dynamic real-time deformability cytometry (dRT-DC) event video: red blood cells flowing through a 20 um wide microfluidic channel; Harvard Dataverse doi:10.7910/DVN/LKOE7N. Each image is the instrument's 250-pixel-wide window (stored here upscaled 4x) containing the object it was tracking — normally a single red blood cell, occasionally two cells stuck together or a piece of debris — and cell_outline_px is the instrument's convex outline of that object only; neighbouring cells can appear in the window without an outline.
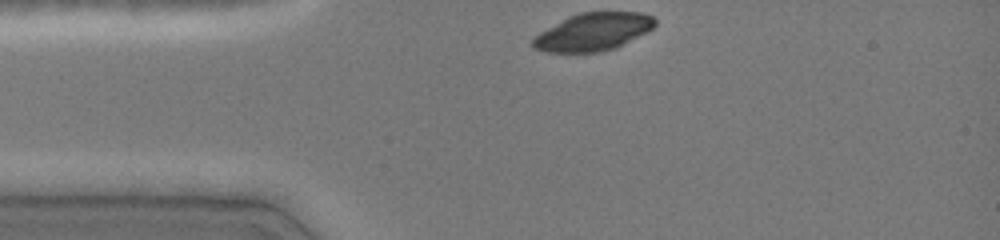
{"species": "common noctule bat (a hibernating species)", "species_latin": "Nyctalus noctula", "temperature_condition": "cold", "stored_images_in_passage": 31, "camera_frame_rate_fps": 3000, "um_per_image_px": 0.085, "animal": {"sex": "female", "body_mass_g": 19.0, "forearm_length_mm": 51.5}, "frame": {"image": 1, "passage_image": 1, "time_ms": 0.0, "image_size_px": [1000, 240], "cell_outline_px": [[656, 24], [648, 32], [616, 48], [600, 52], [544, 52], [532, 48], [532, 40], [540, 32], [568, 16], [580, 12], [640, 12], [652, 16], [656, 20]], "centroid_in_image_um": [50.43, 2.71], "position_along_channel_um": 34.6, "area_um2": 26.93}}
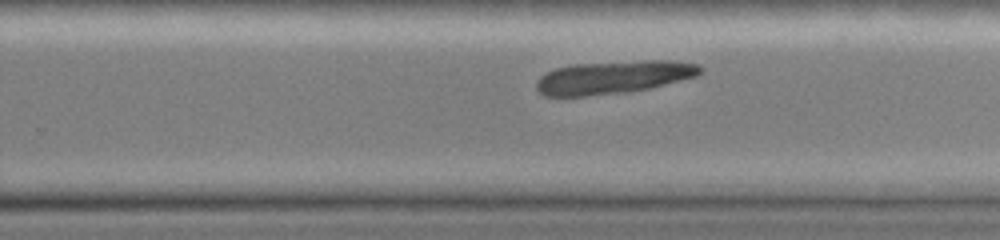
{"frame": {"image": 2, "passage_image": 21, "time_ms": 6.667, "image_size_px": [1000, 240], "cell_outline_px": [[704, 68], [696, 76], [648, 88], [628, 92], [584, 96], [544, 96], [536, 88], [536, 80], [540, 76], [556, 68], [572, 64], [644, 60], [676, 60], [700, 64]], "centroid_in_image_um": [52.15, 6.55], "position_along_channel_um": 277.7, "area_um2": 31.56}}
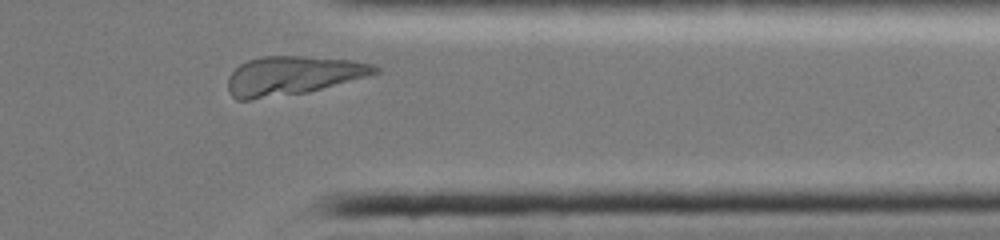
{"frame": {"image": 3, "passage_image": 29, "time_ms": 9.333, "image_size_px": [1000, 240], "cell_outline_px": [[380, 72], [368, 76], [308, 92], [252, 100], [236, 100], [228, 92], [228, 76], [240, 64], [248, 60], [260, 56], [304, 56], [352, 60], [372, 64], [380, 68]], "centroid_in_image_um": [24.85, 6.43], "position_along_channel_um": 386.5, "area_um2": 33.41}}